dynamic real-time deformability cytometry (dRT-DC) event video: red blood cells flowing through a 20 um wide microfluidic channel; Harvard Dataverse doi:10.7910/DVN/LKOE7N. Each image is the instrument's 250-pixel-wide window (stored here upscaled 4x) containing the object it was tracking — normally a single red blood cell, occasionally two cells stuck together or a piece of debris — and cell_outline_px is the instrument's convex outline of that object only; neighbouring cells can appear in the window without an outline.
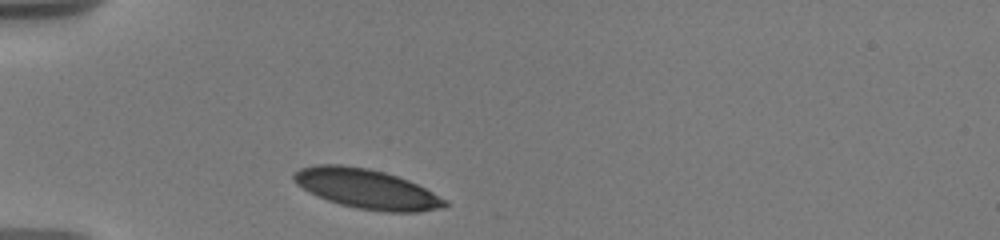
{"species": "human", "species_latin": "Homo sapiens", "temperature_condition": "warm", "stored_images_in_passage": 30, "camera_frame_rate_fps": 3000, "um_per_image_px": 0.085, "donor": {"sex": "male"}, "frame": {"image": 1, "passage_image": 1, "time_ms": 0.0, "image_size_px": [1000, 240], "cell_outline_px": [[448, 204], [444, 208], [420, 212], [384, 212], [356, 208], [340, 204], [328, 200], [296, 184], [292, 180], [292, 176], [300, 168], [316, 164], [344, 164], [368, 168], [384, 172], [408, 180], [432, 192], [444, 200]], "centroid_in_image_um": [31.16, 16.05], "position_along_channel_um": 53.8, "area_um2": 34.62}}
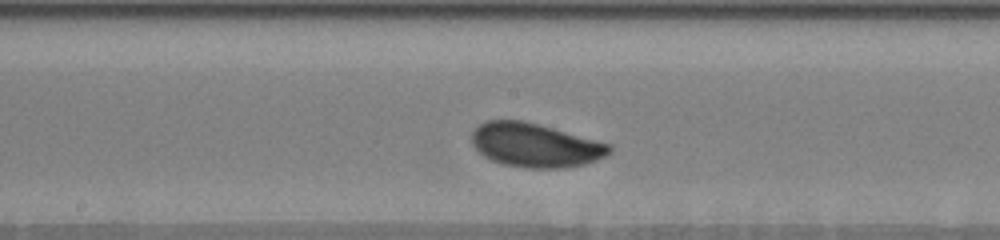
{"frame": {"image": 2, "passage_image": 13, "time_ms": 4.667, "image_size_px": [1000, 240], "cell_outline_px": [[612, 152], [596, 160], [584, 164], [564, 168], [524, 168], [504, 164], [492, 160], [484, 156], [472, 144], [472, 132], [480, 124], [488, 120], [524, 120], [612, 144]], "centroid_in_image_um": [45.51, 12.34], "position_along_channel_um": 202.7, "area_um2": 35.2}}
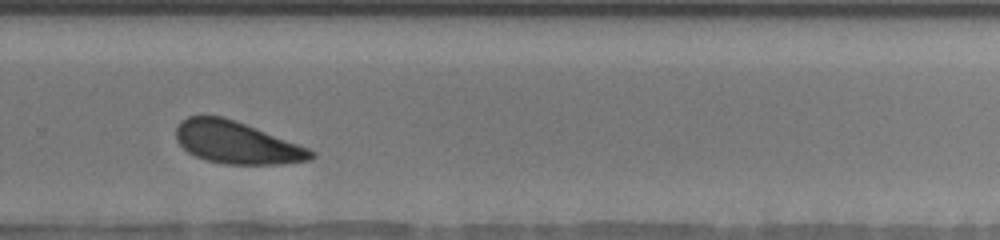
{"frame": {"image": 3, "passage_image": 22, "time_ms": 7.667, "image_size_px": [1000, 240], "cell_outline_px": [[316, 156], [308, 160], [284, 164], [224, 164], [204, 160], [188, 152], [176, 140], [176, 128], [180, 120], [188, 116], [224, 116], [308, 148], [316, 152]], "centroid_in_image_um": [20.09, 12.13], "position_along_channel_um": 309.7, "area_um2": 33.06}, "authors_computed_cell_mechanics": {"area_um2": 34.6222, "velocity_mm_per_s": 3.5808, "shape_relaxation_time_tau1_ms": 2.4986, "shape_relaxation_time_tau2_ms": null, "deformation_change_tau1": 0.1064, "deformation_change_tau2": null}}